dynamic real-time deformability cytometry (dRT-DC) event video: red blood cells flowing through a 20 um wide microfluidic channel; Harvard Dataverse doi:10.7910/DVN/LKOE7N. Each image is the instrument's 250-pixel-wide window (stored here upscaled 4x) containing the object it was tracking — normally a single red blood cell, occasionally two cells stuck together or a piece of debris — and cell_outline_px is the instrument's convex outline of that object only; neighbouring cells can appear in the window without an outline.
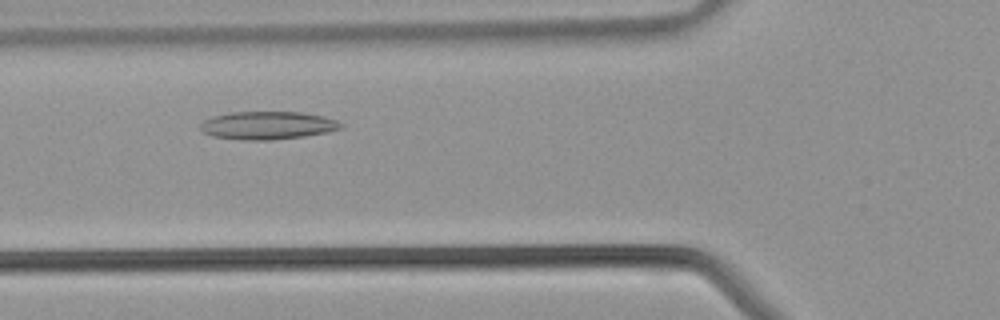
{"species": "common noctule bat (a hibernating species)", "species_latin": "Nyctalus noctula", "temperature_condition": "warm", "stored_images_in_passage": 35, "camera_frame_rate_fps": 3000, "um_per_image_px": 0.085, "animal": {"sex": "male", "body_mass_g": 21.5, "forearm_length_mm": 52.0}, "frame": {"image": 1, "passage_image": 9, "time_ms": 2.667, "image_size_px": [1000, 320], "cell_outline_px": [[344, 128], [328, 132], [304, 136], [272, 140], [240, 140], [212, 136], [204, 132], [200, 128], [200, 124], [204, 120], [212, 116], [228, 112], [300, 112], [324, 116], [336, 120], [344, 124]], "centroid_in_image_um": [22.76, 10.66], "position_along_channel_um": 103.0, "area_um2": 23.12}}
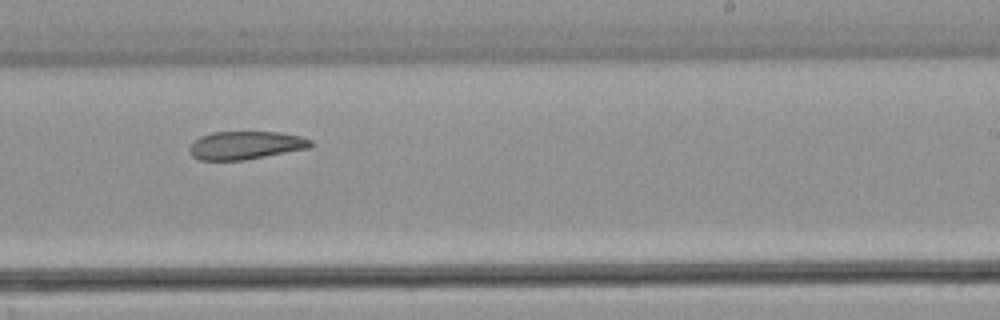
{"frame": {"image": 2, "passage_image": 19, "time_ms": 6.0, "image_size_px": [1000, 320], "cell_outline_px": [[316, 144], [312, 148], [244, 160], [200, 160], [192, 156], [188, 148], [200, 136], [212, 132], [280, 132], [300, 136], [312, 140]], "centroid_in_image_um": [20.94, 12.35], "position_along_channel_um": 268.1, "area_um2": 20.06}}
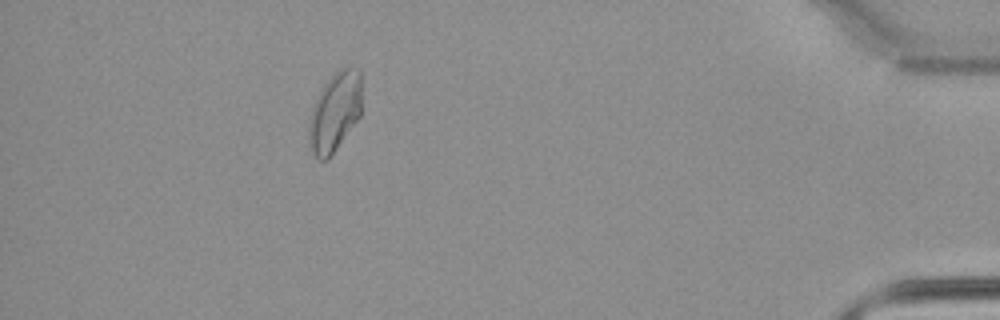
{"frame": {"image": 3, "passage_image": 31, "time_ms": 10.0, "image_size_px": [1000, 320], "cell_outline_px": [[360, 116], [328, 160], [320, 160], [312, 152], [308, 140], [308, 124], [312, 108], [316, 96], [324, 84], [344, 64], [348, 64], [360, 68]], "centroid_in_image_um": [28.45, 9.48], "position_along_channel_um": 406.8, "area_um2": 24.62}}